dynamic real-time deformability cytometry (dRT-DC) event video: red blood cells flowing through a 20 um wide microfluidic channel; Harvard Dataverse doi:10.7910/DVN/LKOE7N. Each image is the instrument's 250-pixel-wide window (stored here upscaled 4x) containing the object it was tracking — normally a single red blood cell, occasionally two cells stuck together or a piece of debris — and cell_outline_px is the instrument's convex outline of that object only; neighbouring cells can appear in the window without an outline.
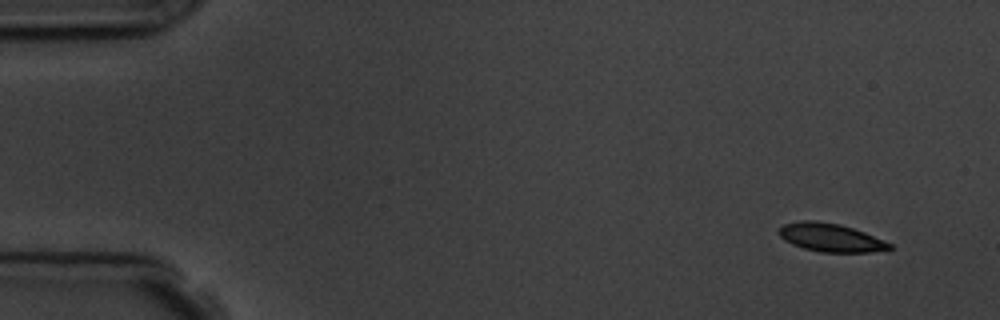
{"species": "common noctule bat (a hibernating species)", "species_latin": "Nyctalus noctula", "temperature_condition": "room temperature", "stored_images_in_passage": 6, "camera_frame_rate_fps": 3000, "um_per_image_px": 0.085, "animal": {"sex": "male", "body_mass_g": 19.5, "forearm_length_mm": 54.6}, "frame": {"image": 1, "passage_image": 1, "time_ms": 0.0, "image_size_px": [1000, 320], "cell_outline_px": [[896, 248], [888, 252], [820, 252], [804, 248], [792, 244], [784, 240], [780, 236], [780, 228], [784, 224], [800, 220], [816, 220], [840, 224], [864, 232], [884, 240], [892, 244]], "centroid_in_image_um": [70.69, 20.21], "position_along_channel_um": 14.3, "area_um2": 18.5}}
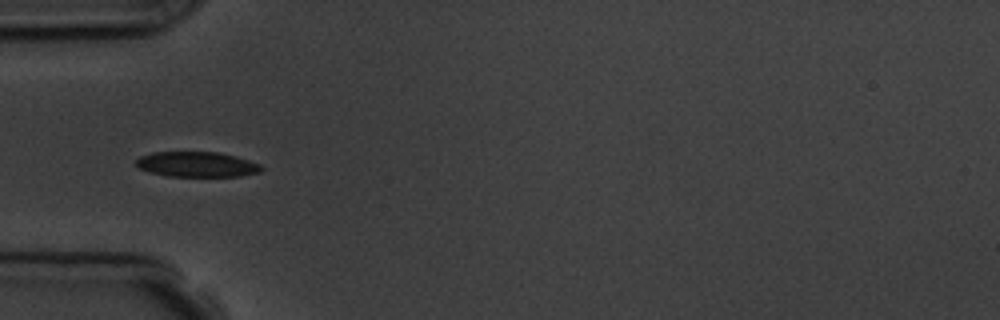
{"frame": {"image": 2, "passage_image": 5, "time_ms": 4.667, "image_size_px": [1000, 320], "cell_outline_px": [[264, 168], [260, 172], [240, 176], [168, 176], [152, 172], [140, 168], [136, 164], [136, 160], [140, 156], [152, 152], [216, 152], [236, 156], [260, 164]], "centroid_in_image_um": [16.76, 13.97], "position_along_channel_um": 68.2, "area_um2": 18.26}}